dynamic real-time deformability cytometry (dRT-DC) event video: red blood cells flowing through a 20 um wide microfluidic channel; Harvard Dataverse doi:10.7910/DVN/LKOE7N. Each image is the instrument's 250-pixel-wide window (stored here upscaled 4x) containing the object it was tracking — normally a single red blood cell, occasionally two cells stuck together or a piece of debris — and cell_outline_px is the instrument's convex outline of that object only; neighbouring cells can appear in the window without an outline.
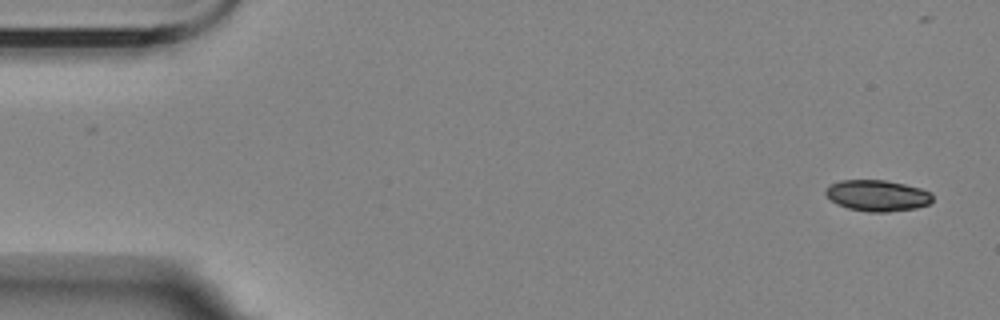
{"species": "Egyptian fruit bat (a non-hibernating species)", "species_latin": "Rousettus aegyptiacus", "temperature_condition": "room temperature", "stored_images_in_passage": 2, "camera_frame_rate_fps": 3000, "um_per_image_px": 0.085, "animal": {"sex": "female"}, "frame": {"image": 1, "passage_image": 2, "time_ms": 1.0, "image_size_px": [1000, 320], "cell_outline_px": [[932, 200], [928, 204], [916, 208], [888, 212], [868, 212], [848, 208], [836, 204], [824, 192], [832, 184], [840, 180], [884, 180], [904, 184], [920, 188], [932, 192]], "centroid_in_image_um": [74.59, 16.63], "position_along_channel_um": 10.4, "area_um2": 19.31}}